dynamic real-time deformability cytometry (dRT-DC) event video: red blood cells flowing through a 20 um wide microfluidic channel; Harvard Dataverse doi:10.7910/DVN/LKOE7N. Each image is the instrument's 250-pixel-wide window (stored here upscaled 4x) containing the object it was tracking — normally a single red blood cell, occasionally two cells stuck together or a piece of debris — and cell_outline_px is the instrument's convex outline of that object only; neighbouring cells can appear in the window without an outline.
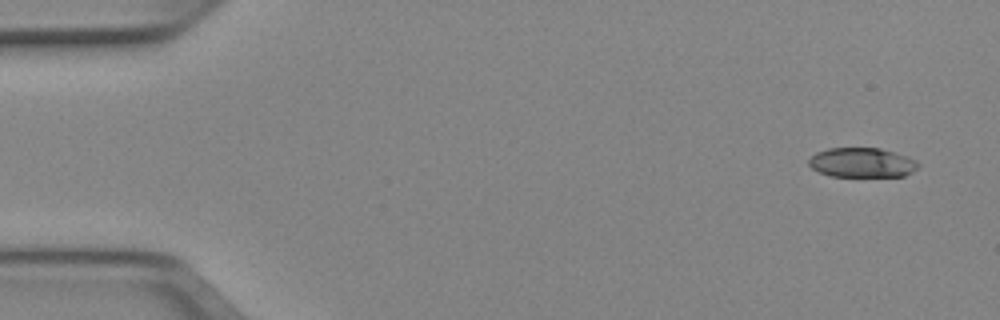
{"species": "Egyptian fruit bat (a non-hibernating species)", "species_latin": "Rousettus aegyptiacus", "temperature_condition": "cold", "stored_images_in_passage": 6, "camera_frame_rate_fps": 3000, "um_per_image_px": 0.085, "animal": {"sex": "female"}, "frame": {"image": 1, "passage_image": 1, "time_ms": 0.0, "image_size_px": [1000, 320], "cell_outline_px": [[920, 164], [912, 172], [904, 176], [832, 176], [820, 172], [812, 168], [808, 164], [808, 160], [816, 152], [828, 148], [880, 148], [908, 156], [916, 160]], "centroid_in_image_um": [73.28, 13.81], "position_along_channel_um": 11.7, "area_um2": 18.84}}
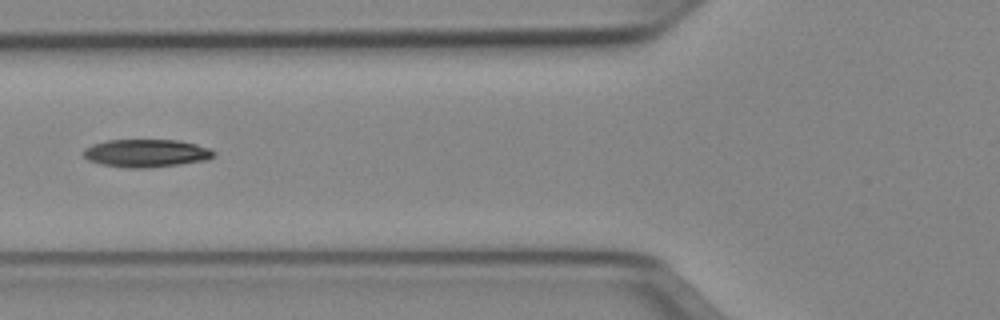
{"frame": {"image": 2, "passage_image": 5, "time_ms": 1.333, "image_size_px": [1000, 320], "cell_outline_px": [[216, 156], [208, 160], [180, 164], [148, 168], [128, 168], [100, 164], [88, 160], [84, 156], [84, 148], [92, 144], [108, 140], [176, 140], [196, 144], [212, 148], [216, 152]], "centroid_in_image_um": [12.47, 13.02], "position_along_channel_um": 113.3, "area_um2": 21.39}}
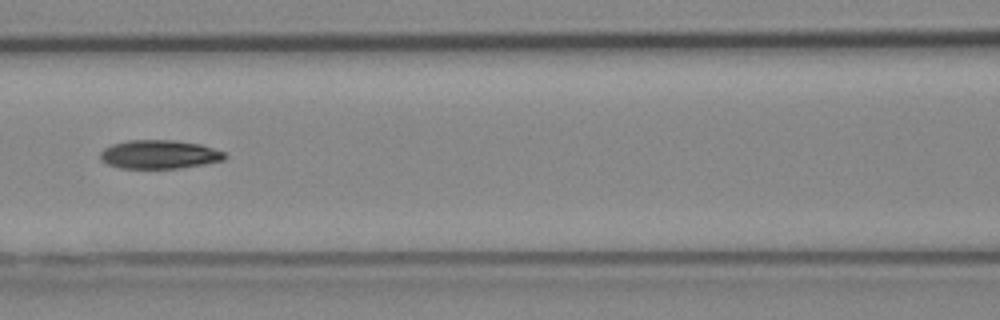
{"frame": {"image": 3, "passage_image": 6, "time_ms": 1.667, "image_size_px": [1000, 320], "cell_outline_px": [[228, 156], [224, 160], [204, 164], [180, 168], [120, 168], [108, 164], [100, 160], [100, 152], [104, 148], [112, 144], [128, 140], [172, 140], [200, 144], [224, 152]], "centroid_in_image_um": [13.53, 13.12], "position_along_channel_um": 153.1, "area_um2": 20.81}}